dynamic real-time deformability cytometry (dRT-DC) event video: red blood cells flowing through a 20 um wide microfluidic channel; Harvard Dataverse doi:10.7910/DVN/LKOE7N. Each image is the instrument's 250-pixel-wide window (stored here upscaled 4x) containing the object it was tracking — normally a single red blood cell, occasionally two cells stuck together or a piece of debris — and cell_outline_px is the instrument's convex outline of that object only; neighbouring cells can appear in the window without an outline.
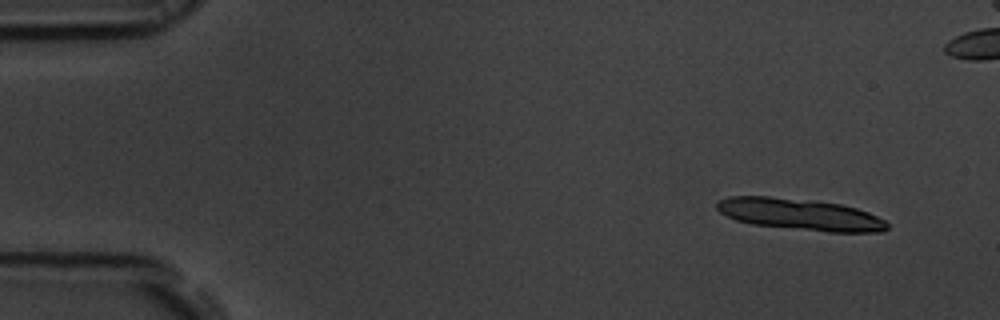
{"species": "common noctule bat (a hibernating species)", "species_latin": "Nyctalus noctula", "temperature_condition": "room temperature", "stored_images_in_passage": 11, "camera_frame_rate_fps": 3000, "um_per_image_px": 0.085, "animal": {"sex": "male", "body_mass_g": 19.5, "forearm_length_mm": 54.6}, "frame": {"image": 1, "passage_image": 1, "time_ms": 0.0, "image_size_px": [1000, 320], "cell_outline_px": [[888, 228], [884, 232], [828, 232], [752, 224], [736, 220], [720, 212], [716, 208], [716, 200], [728, 196], [768, 196], [812, 200], [840, 204], [856, 208], [868, 212], [884, 220], [888, 224]], "centroid_in_image_um": [67.99, 18.22], "position_along_channel_um": 17.0, "area_um2": 31.39}}